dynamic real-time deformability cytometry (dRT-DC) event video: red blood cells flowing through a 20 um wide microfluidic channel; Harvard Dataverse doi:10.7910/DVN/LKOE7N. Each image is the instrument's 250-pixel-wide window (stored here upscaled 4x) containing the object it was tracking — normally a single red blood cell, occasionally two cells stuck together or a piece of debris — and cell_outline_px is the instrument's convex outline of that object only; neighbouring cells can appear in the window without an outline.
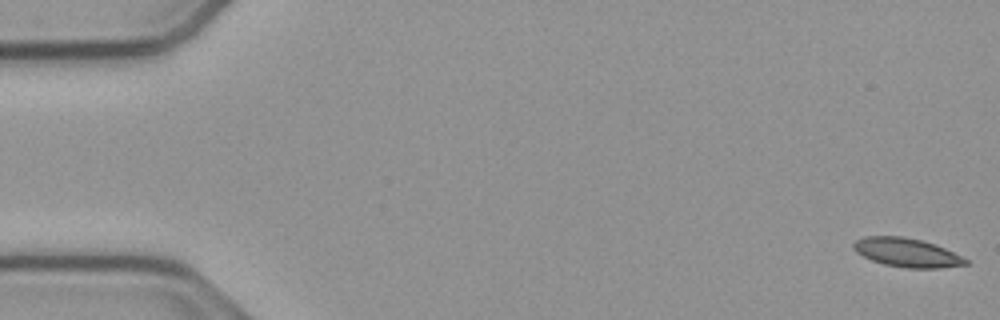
{"species": "common noctule bat (a hibernating species)", "species_latin": "Nyctalus noctula", "temperature_condition": "cold", "stored_images_in_passage": 55, "camera_frame_rate_fps": 3000, "um_per_image_px": 0.085, "animal": {"sex": "male", "body_mass_g": 23.1, "forearm_length_mm": 52.7}, "frame": {"image": 1, "passage_image": 1, "time_ms": 0.0, "image_size_px": [1000, 320], "cell_outline_px": [[968, 264], [940, 268], [908, 268], [884, 264], [872, 260], [856, 252], [852, 248], [852, 244], [856, 240], [864, 236], [900, 236], [920, 240], [944, 248], [968, 260]], "centroid_in_image_um": [77.04, 21.47], "position_along_channel_um": 8.0, "area_um2": 18.55}}
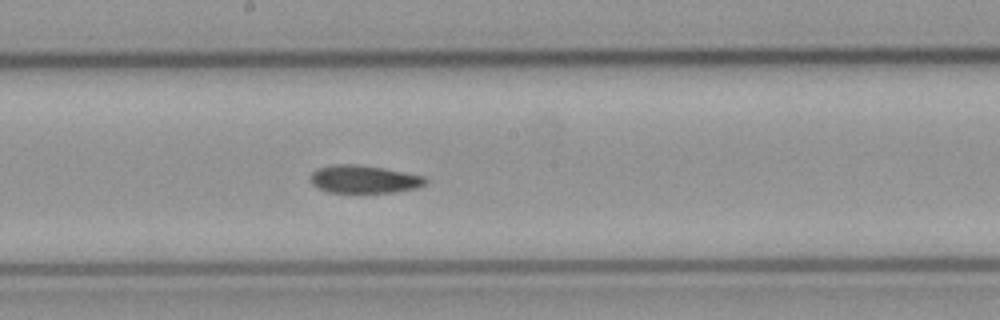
{"frame": {"image": 2, "passage_image": 29, "time_ms": 9.333, "image_size_px": [1000, 320], "cell_outline_px": [[428, 184], [416, 188], [396, 192], [328, 192], [312, 184], [312, 172], [316, 168], [336, 164], [356, 164], [380, 168], [424, 176], [428, 180]], "centroid_in_image_um": [30.97, 15.23], "position_along_channel_um": 217.2, "area_um2": 18.44}}
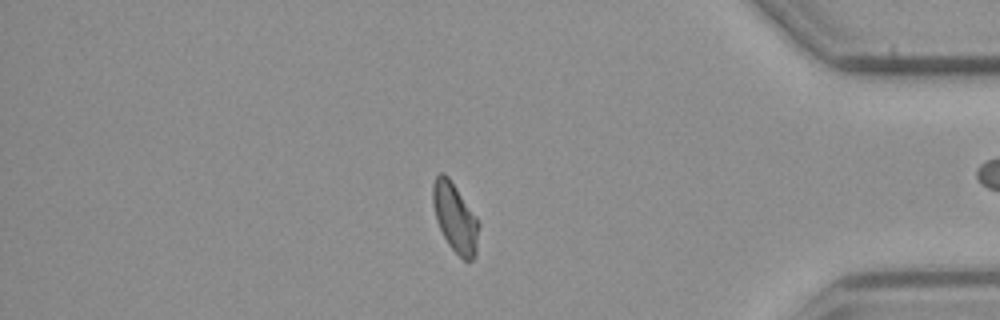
{"frame": {"image": 3, "passage_image": 46, "time_ms": 15.0, "image_size_px": [1000, 320], "cell_outline_px": [[480, 224], [476, 256], [472, 260], [464, 260], [448, 244], [436, 220], [432, 204], [432, 184], [436, 176], [440, 172], [444, 172], [448, 176], [476, 216]], "centroid_in_image_um": [38.68, 18.49], "position_along_channel_um": 396.5, "area_um2": 18.55}, "authors_computed_cell_mechanics": {"area_um2": 18.9006, "velocity_mm_per_s": 3.7756, "shape_relaxation_time_tau1_ms": null, "shape_relaxation_time_tau2_ms": 5.3502, "deformation_change_tau1": null, "deformation_change_tau2": 0.1063}}